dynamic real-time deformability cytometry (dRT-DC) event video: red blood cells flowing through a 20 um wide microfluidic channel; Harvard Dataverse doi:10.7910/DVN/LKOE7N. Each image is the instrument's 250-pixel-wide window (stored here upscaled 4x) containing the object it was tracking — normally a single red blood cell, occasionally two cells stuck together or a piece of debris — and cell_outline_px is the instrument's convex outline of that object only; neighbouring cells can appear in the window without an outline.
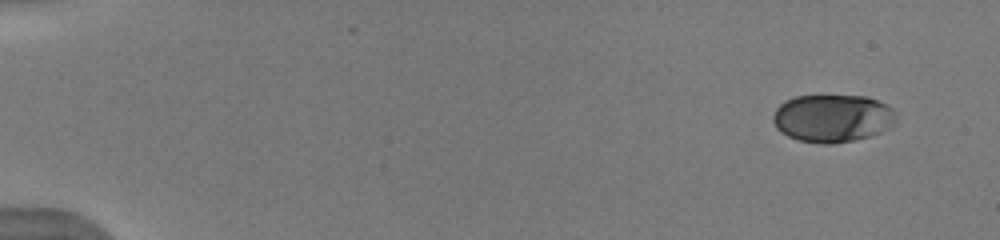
{"species": "human", "species_latin": "Homo sapiens", "temperature_condition": "warm", "stored_images_in_passage": 16, "camera_frame_rate_fps": 3000, "um_per_image_px": 0.085, "donor": {"sex": "male"}, "frame": {"image": 1, "passage_image": 1, "time_ms": 0.0, "image_size_px": [1000, 240], "cell_outline_px": [[892, 120], [888, 128], [880, 132], [868, 136], [852, 140], [832, 144], [820, 144], [800, 140], [788, 136], [780, 132], [776, 128], [772, 120], [772, 116], [776, 108], [784, 100], [796, 96], [864, 96], [876, 100], [892, 108]], "centroid_in_image_um": [70.66, 10.05], "position_along_channel_um": 14.3, "area_um2": 33.81}}
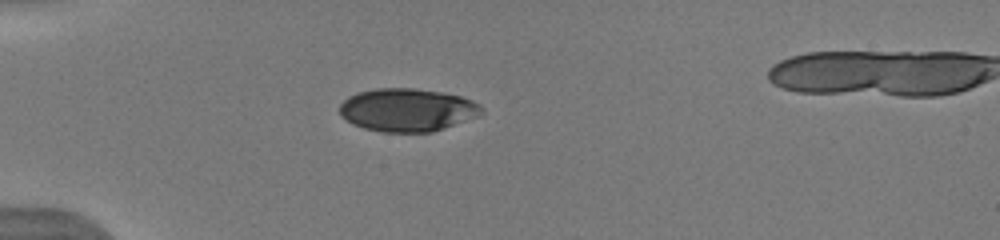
{"frame": {"image": 2, "passage_image": 9, "time_ms": 4.0, "image_size_px": [1000, 240], "cell_outline_px": [[480, 116], [432, 132], [380, 132], [364, 128], [352, 124], [340, 116], [340, 104], [348, 96], [360, 92], [376, 88], [412, 88], [440, 92], [460, 96], [472, 100], [480, 104]], "centroid_in_image_um": [34.6, 9.35], "position_along_channel_um": 50.4, "area_um2": 35.55}}